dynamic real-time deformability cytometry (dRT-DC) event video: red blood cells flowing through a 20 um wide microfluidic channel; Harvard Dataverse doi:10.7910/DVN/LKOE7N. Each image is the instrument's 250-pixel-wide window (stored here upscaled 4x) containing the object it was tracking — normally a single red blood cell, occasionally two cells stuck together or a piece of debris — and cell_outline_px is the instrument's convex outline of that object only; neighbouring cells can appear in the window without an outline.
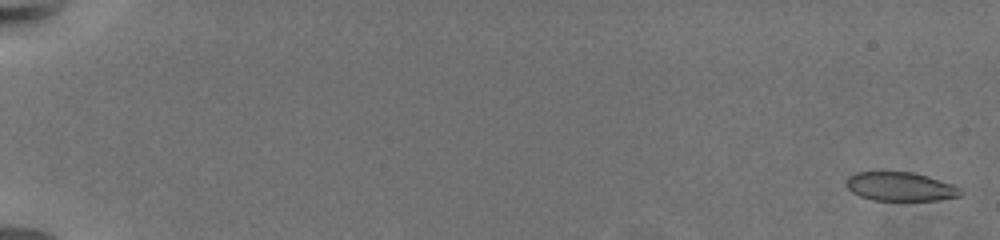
{"species": "common noctule bat (a hibernating species)", "species_latin": "Nyctalus noctula", "temperature_condition": "warm", "stored_images_in_passage": 67, "camera_frame_rate_fps": 3000, "um_per_image_px": 0.085, "animal": {"sex": "female", "body_mass_g": 19.5, "forearm_length_mm": 54.1}, "frame": {"image": 1, "passage_image": 2, "time_ms": 0.333, "image_size_px": [1000, 240], "cell_outline_px": [[964, 192], [960, 196], [936, 200], [872, 200], [860, 196], [852, 192], [848, 188], [848, 176], [856, 172], [912, 172], [952, 184], [960, 188]], "centroid_in_image_um": [76.54, 15.86], "position_along_channel_um": 8.5, "area_um2": 18.96}}
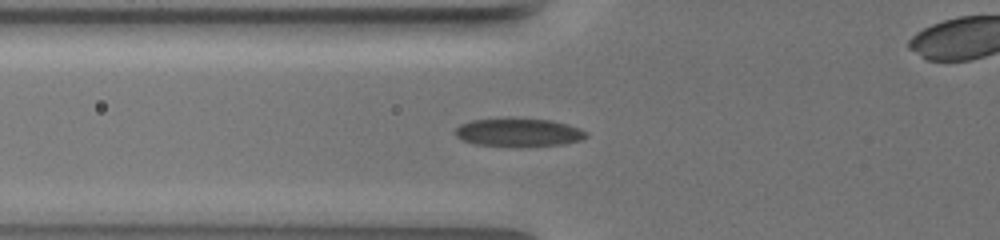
{"frame": {"image": 2, "passage_image": 28, "time_ms": 9.0, "image_size_px": [1000, 240], "cell_outline_px": [[588, 136], [580, 140], [564, 144], [520, 148], [516, 148], [472, 144], [456, 136], [452, 132], [460, 124], [472, 120], [508, 116], [552, 120], [580, 128], [588, 132]], "centroid_in_image_um": [44.05, 11.25], "position_along_channel_um": 81.8, "area_um2": 22.77}}
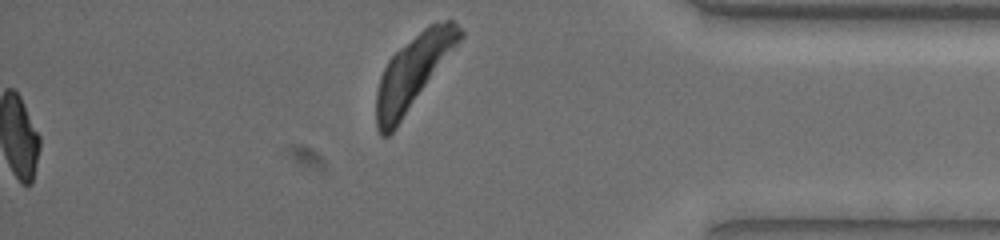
{"frame": {"image": 3, "passage_image": 67, "time_ms": 22.0, "image_size_px": [1000, 240], "cell_outline_px": [[464, 36], [396, 128], [388, 136], [380, 136], [376, 128], [376, 92], [380, 76], [388, 60], [400, 48], [428, 24], [444, 20], [452, 20], [464, 32]], "centroid_in_image_um": [35.1, 6.13], "position_along_channel_um": 400.1, "area_um2": 35.32}, "authors_computed_cell_mechanics": {"area_um2": 21.4438, "velocity_mm_per_s": 3.3662, "shape_relaxation_time_tau1_ms": 5.4821, "shape_relaxation_time_tau2_ms": 1.0697, "deformation_change_tau1": 0.1669, "deformation_change_tau2": 0.0476}}